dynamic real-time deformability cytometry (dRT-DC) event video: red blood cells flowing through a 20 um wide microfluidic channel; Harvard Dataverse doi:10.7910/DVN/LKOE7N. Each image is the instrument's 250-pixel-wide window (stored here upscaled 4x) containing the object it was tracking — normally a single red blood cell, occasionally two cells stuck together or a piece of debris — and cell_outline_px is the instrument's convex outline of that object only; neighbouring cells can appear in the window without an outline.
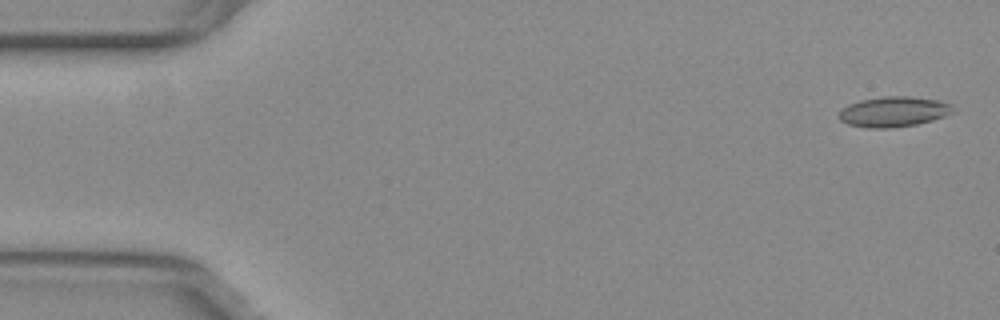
{"species": "common noctule bat (a hibernating species)", "species_latin": "Nyctalus noctula", "temperature_condition": "warm", "stored_images_in_passage": 52, "camera_frame_rate_fps": 3000, "um_per_image_px": 0.085, "animal": {"sex": "female", "body_mass_g": 29.2, "forearm_length_mm": 56.3}, "frame": {"image": 1, "passage_image": 2, "time_ms": 0.333, "image_size_px": [1000, 320], "cell_outline_px": [[956, 112], [932, 120], [916, 124], [888, 128], [868, 128], [848, 124], [840, 120], [840, 108], [848, 104], [860, 100], [884, 96], [908, 96], [936, 100], [952, 104], [956, 108]], "centroid_in_image_um": [75.97, 9.49], "position_along_channel_um": 9.0, "area_um2": 20.17}}
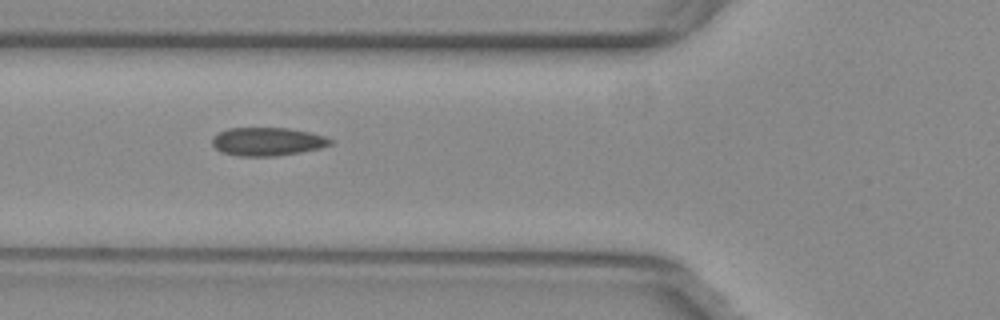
{"frame": {"image": 2, "passage_image": 20, "time_ms": 6.333, "image_size_px": [1000, 320], "cell_outline_px": [[336, 140], [332, 144], [320, 148], [300, 152], [276, 156], [240, 156], [220, 152], [212, 144], [212, 136], [228, 128], [288, 128], [312, 132]], "centroid_in_image_um": [22.76, 12.03], "position_along_channel_um": 103.0, "area_um2": 19.65}}
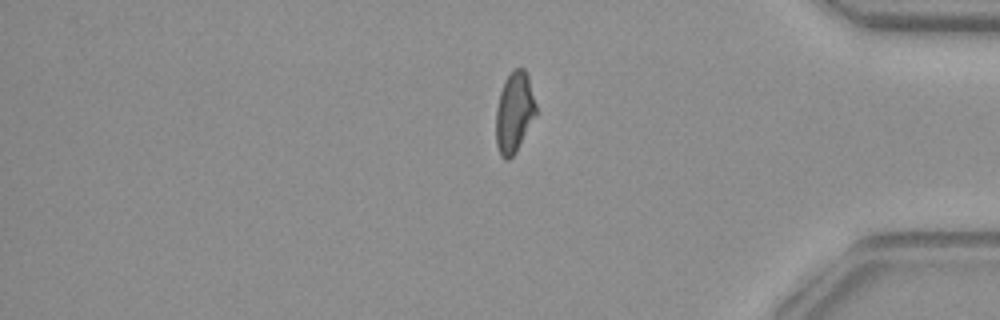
{"frame": {"image": 3, "passage_image": 45, "time_ms": 14.667, "image_size_px": [1000, 320], "cell_outline_px": [[536, 112], [516, 152], [508, 160], [504, 160], [500, 156], [496, 144], [496, 108], [500, 92], [504, 80], [512, 68], [524, 68], [528, 76], [536, 104]], "centroid_in_image_um": [43.69, 9.53], "position_along_channel_um": 391.5, "area_um2": 18.79}, "authors_computed_cell_mechanics": {"area_um2": 19.4208, "velocity_mm_per_s": 3.7949, "shape_relaxation_time_tau1_ms": null, "shape_relaxation_time_tau2_ms": 1.5676, "deformation_change_tau1": null, "deformation_change_tau2": 0.0705}}